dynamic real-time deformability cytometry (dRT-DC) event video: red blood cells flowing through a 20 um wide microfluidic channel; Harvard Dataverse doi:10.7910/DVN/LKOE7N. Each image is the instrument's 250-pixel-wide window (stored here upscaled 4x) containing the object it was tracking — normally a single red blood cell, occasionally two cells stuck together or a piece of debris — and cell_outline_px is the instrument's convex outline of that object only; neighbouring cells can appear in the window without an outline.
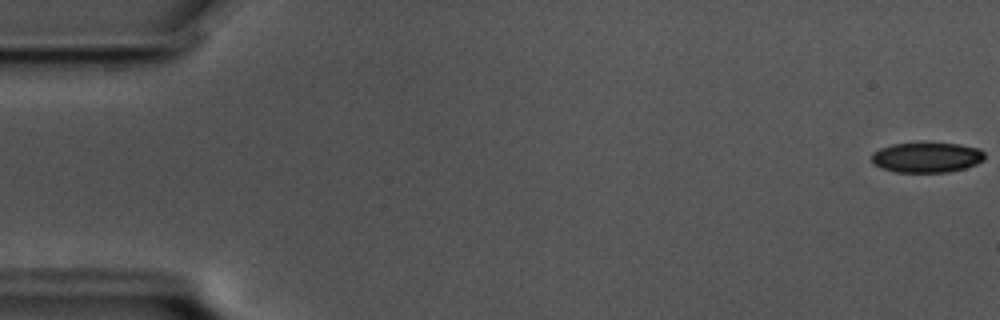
{"species": "common noctule bat (a hibernating species)", "species_latin": "Nyctalus noctula", "temperature_condition": "cold", "stored_images_in_passage": 55, "camera_frame_rate_fps": 3000, "um_per_image_px": 0.085, "animal": {"sex": "male", "body_mass_g": 17.5, "forearm_length_mm": 52.3}, "frame": {"image": 1, "passage_image": 1, "time_ms": 0.0, "image_size_px": [1000, 320], "cell_outline_px": [[984, 160], [976, 164], [964, 168], [948, 172], [896, 172], [880, 168], [872, 160], [872, 152], [880, 148], [892, 144], [960, 144], [980, 148], [984, 152]], "centroid_in_image_um": [78.79, 13.39], "position_along_channel_um": 6.2, "area_um2": 19.65}}
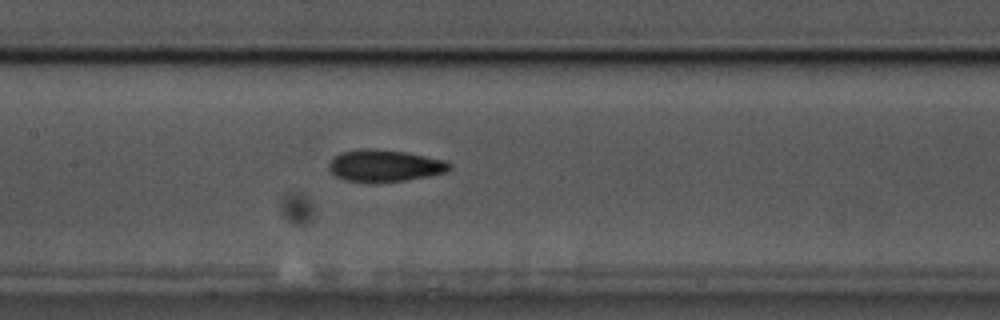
{"frame": {"image": 2, "passage_image": 28, "time_ms": 9.0, "image_size_px": [1000, 320], "cell_outline_px": [[452, 168], [444, 172], [428, 176], [380, 184], [368, 184], [344, 180], [336, 176], [328, 168], [328, 164], [340, 152], [360, 148], [372, 148], [404, 152], [448, 160], [452, 164]], "centroid_in_image_um": [32.69, 14.1], "position_along_channel_um": 174.7, "area_um2": 22.95}}
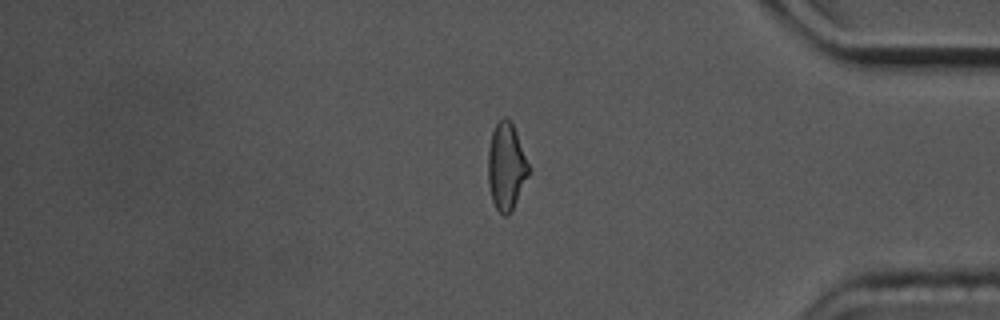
{"frame": {"image": 3, "passage_image": 49, "time_ms": 16.0, "image_size_px": [1000, 320], "cell_outline_px": [[528, 176], [508, 216], [504, 216], [496, 208], [492, 200], [488, 184], [488, 152], [492, 132], [496, 124], [504, 116], [508, 116], [516, 132], [528, 164]], "centroid_in_image_um": [43.0, 14.14], "position_along_channel_um": 392.2, "area_um2": 20.17}, "authors_computed_cell_mechanics": {"area_um2": 21.4438, "velocity_mm_per_s": 3.4721, "shape_relaxation_time_tau1_ms": 5.2777, "shape_relaxation_time_tau2_ms": 1.9548, "deformation_change_tau1": 0.1286, "deformation_change_tau2": 0.0735}}